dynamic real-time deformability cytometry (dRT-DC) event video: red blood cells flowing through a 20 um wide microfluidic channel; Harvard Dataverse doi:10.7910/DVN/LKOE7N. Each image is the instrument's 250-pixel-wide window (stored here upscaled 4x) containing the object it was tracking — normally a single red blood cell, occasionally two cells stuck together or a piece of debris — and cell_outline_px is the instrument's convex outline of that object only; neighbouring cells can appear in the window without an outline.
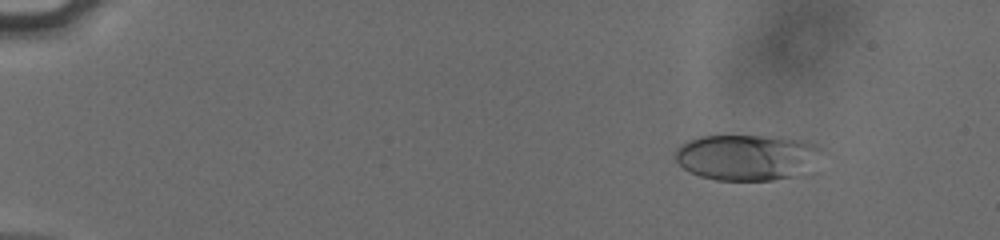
{"species": "human", "species_latin": "Homo sapiens", "temperature_condition": "cold", "stored_images_in_passage": 55, "camera_frame_rate_fps": 3000, "um_per_image_px": 0.085, "donor": {"sex": "male"}, "frame": {"image": 1, "passage_image": 7, "time_ms": 2.0, "image_size_px": [1000, 240], "cell_outline_px": [[820, 172], [812, 176], [772, 180], [716, 180], [700, 176], [684, 168], [676, 160], [676, 148], [680, 144], [688, 140], [700, 136], [780, 136], [804, 140], [816, 144], [820, 148]], "centroid_in_image_um": [63.7, 13.4], "position_along_channel_um": 21.3, "area_um2": 40.81}}
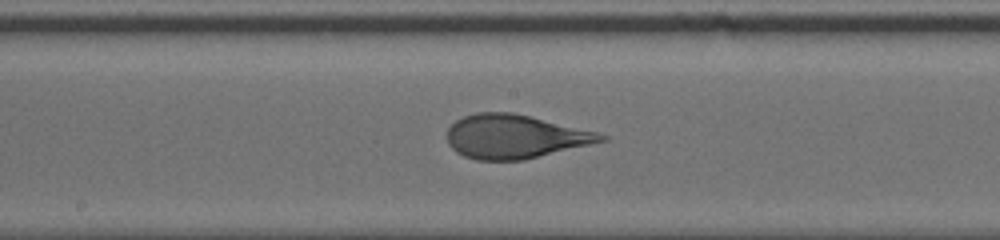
{"frame": {"image": 2, "passage_image": 31, "time_ms": 10.0, "image_size_px": [1000, 240], "cell_outline_px": [[608, 140], [524, 160], [476, 160], [464, 156], [456, 152], [448, 144], [448, 128], [456, 120], [464, 116], [476, 112], [512, 112], [596, 132], [608, 136]], "centroid_in_image_um": [43.74, 11.61], "position_along_channel_um": 204.5, "area_um2": 39.02}}
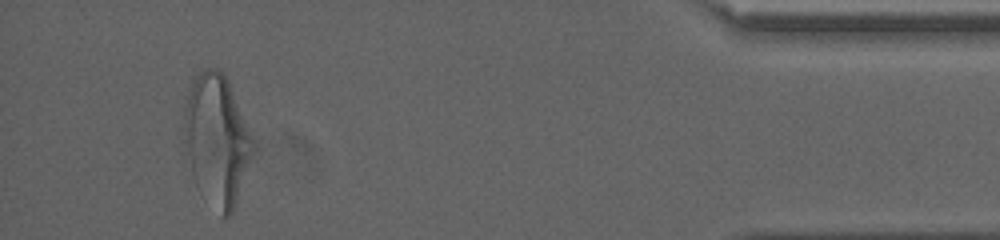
{"frame": {"image": 3, "passage_image": 52, "time_ms": 17.0, "image_size_px": [1000, 240], "cell_outline_px": [[256, 148], [232, 212], [228, 216], [224, 216], [192, 172], [184, 140], [184, 108], [188, 96], [196, 76], [204, 68], [216, 68], [228, 80], [256, 144]], "centroid_in_image_um": [18.48, 11.78], "position_along_channel_um": 416.7, "area_um2": 50.46}, "authors_computed_cell_mechanics": {"area_um2": 39.8242, "velocity_mm_per_s": 3.8102, "shape_relaxation_time_tau1_ms": 3.1872, "shape_relaxation_time_tau2_ms": 0.7304, "deformation_change_tau1": 0.162, "deformation_change_tau2": 0.0752}}